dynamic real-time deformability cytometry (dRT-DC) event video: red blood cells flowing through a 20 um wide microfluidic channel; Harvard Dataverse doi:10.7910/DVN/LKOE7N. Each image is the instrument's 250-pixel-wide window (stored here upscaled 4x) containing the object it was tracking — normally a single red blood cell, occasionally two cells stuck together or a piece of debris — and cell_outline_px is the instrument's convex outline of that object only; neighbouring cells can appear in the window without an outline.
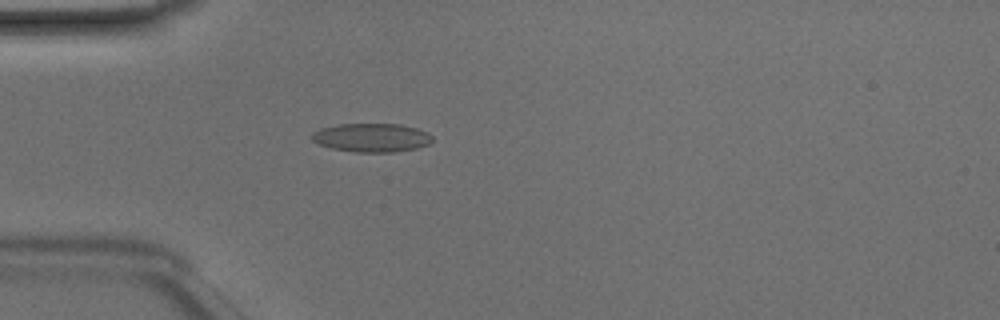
{"species": "Egyptian fruit bat (a non-hibernating species)", "species_latin": "Rousettus aegyptiacus", "temperature_condition": "room temperature", "stored_images_in_passage": 47, "camera_frame_rate_fps": 3000, "um_per_image_px": 0.085, "animal": {"sex": "male"}, "frame": {"image": 1, "passage_image": 13, "time_ms": 4.0, "image_size_px": [1000, 320], "cell_outline_px": [[432, 140], [428, 144], [416, 148], [392, 152], [356, 152], [332, 148], [320, 144], [312, 140], [312, 132], [320, 128], [340, 124], [400, 124], [416, 128], [428, 132], [432, 136]], "centroid_in_image_um": [31.59, 11.69], "position_along_channel_um": 53.4, "area_um2": 20.0}}
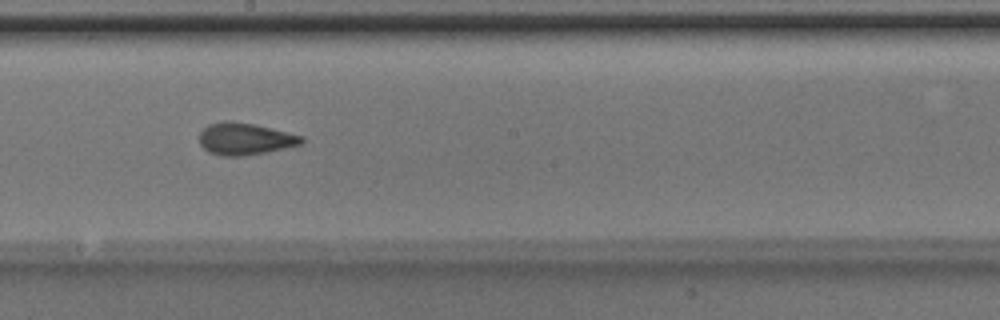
{"frame": {"image": 2, "passage_image": 26, "time_ms": 8.333, "image_size_px": [1000, 320], "cell_outline_px": [[304, 144], [244, 156], [220, 156], [208, 152], [200, 144], [200, 132], [208, 124], [228, 120], [256, 124], [304, 136]], "centroid_in_image_um": [20.83, 11.8], "position_along_channel_um": 227.4, "area_um2": 19.19}}
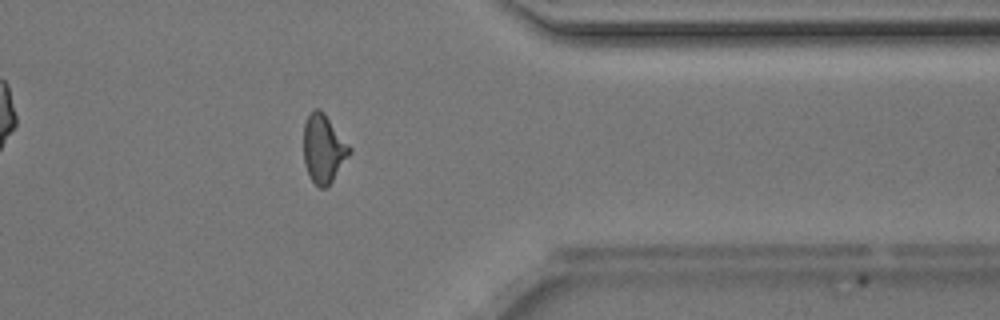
{"frame": {"image": 3, "passage_image": 38, "time_ms": 12.333, "image_size_px": [1000, 320], "cell_outline_px": [[352, 152], [332, 180], [324, 188], [320, 188], [308, 176], [304, 164], [304, 124], [308, 116], [316, 108], [320, 108], [324, 112], [352, 148]], "centroid_in_image_um": [27.5, 12.63], "position_along_channel_um": 383.9, "area_um2": 18.21}, "authors_computed_cell_mechanics": {"area_um2": 18.3804, "velocity_mm_per_s": 4.2038, "shape_relaxation_time_tau1_ms": 4.789, "shape_relaxation_time_tau2_ms": 1.5204, "deformation_change_tau1": 0.1695, "deformation_change_tau2": 0.0979}}